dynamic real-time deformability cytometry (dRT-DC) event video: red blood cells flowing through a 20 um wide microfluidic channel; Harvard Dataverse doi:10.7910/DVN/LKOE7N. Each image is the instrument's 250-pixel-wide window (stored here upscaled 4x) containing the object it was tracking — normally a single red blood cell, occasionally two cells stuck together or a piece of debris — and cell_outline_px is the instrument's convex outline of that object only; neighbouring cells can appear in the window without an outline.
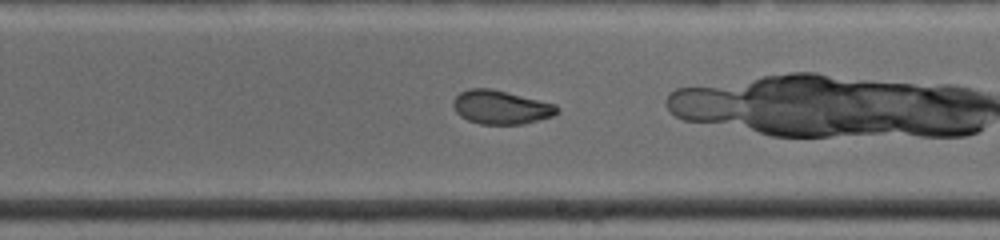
{"species": "common noctule bat (a hibernating species)", "species_latin": "Nyctalus noctula", "temperature_condition": "warm", "stored_images_in_passage": 24, "camera_frame_rate_fps": 4500, "um_per_image_px": 0.085, "animal": {"sex": "female", "body_mass_g": 19.0, "forearm_length_mm": 53.3}, "frame": {"image": 1, "passage_image": 11, "time_ms": 4.667, "image_size_px": [1000, 240], "cell_outline_px": [[560, 112], [552, 116], [540, 120], [524, 124], [480, 124], [468, 120], [460, 116], [456, 112], [452, 104], [452, 100], [460, 92], [468, 88], [492, 88], [556, 104], [560, 108]], "centroid_in_image_um": [42.59, 9.11], "position_along_channel_um": 246.4, "area_um2": 20.69}}